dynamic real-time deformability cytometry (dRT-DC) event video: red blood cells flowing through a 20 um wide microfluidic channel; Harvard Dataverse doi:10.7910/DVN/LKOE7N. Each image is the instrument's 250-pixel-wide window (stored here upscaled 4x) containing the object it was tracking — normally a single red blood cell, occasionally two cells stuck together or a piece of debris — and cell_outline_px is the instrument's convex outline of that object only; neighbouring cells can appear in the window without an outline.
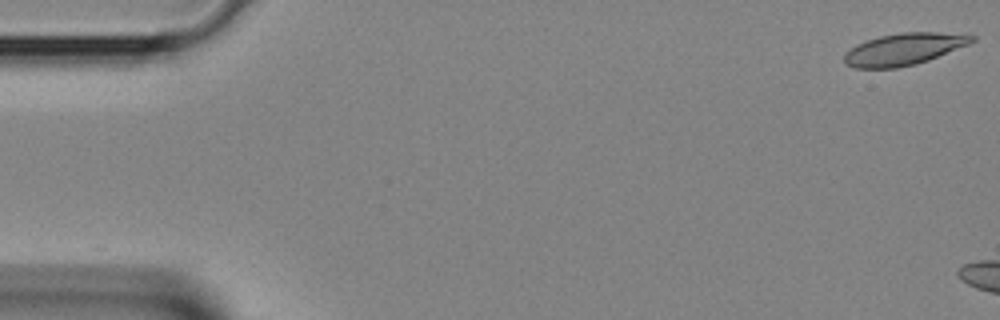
{"species": "Egyptian fruit bat (a non-hibernating species)", "species_latin": "Rousettus aegyptiacus", "temperature_condition": "room temperature", "stored_images_in_passage": 5, "camera_frame_rate_fps": 3000, "um_per_image_px": 0.085, "animal": {"sex": "female"}, "frame": {"image": 1, "passage_image": 1, "time_ms": 0.0, "image_size_px": [1000, 320], "cell_outline_px": [[976, 40], [968, 44], [928, 60], [916, 64], [896, 68], [856, 68], [848, 64], [844, 60], [844, 56], [856, 44], [880, 36], [900, 32], [936, 32], [976, 36]], "centroid_in_image_um": [76.84, 4.17], "position_along_channel_um": 8.2, "area_um2": 23.29}}